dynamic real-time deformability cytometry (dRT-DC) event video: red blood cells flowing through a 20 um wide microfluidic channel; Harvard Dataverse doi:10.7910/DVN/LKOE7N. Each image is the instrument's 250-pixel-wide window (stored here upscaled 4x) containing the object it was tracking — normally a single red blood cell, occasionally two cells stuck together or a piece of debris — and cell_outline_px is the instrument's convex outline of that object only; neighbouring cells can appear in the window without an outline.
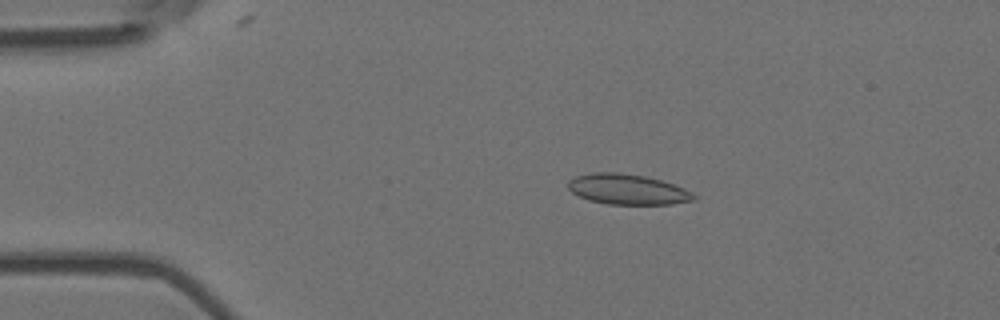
{"species": "Egyptian fruit bat (a non-hibernating species)", "species_latin": "Rousettus aegyptiacus", "temperature_condition": "room temperature", "stored_images_in_passage": 6, "camera_frame_rate_fps": 3000, "um_per_image_px": 0.085, "animal": {"sex": "female"}, "frame": {"image": 1, "passage_image": 3, "time_ms": 0.667, "image_size_px": [1000, 320], "cell_outline_px": [[696, 200], [672, 204], [608, 204], [588, 200], [572, 192], [568, 188], [568, 180], [576, 176], [592, 172], [620, 172], [644, 176], [660, 180], [684, 188], [692, 192], [696, 196]], "centroid_in_image_um": [53.33, 16.09], "position_along_channel_um": 31.7, "area_um2": 22.25}}
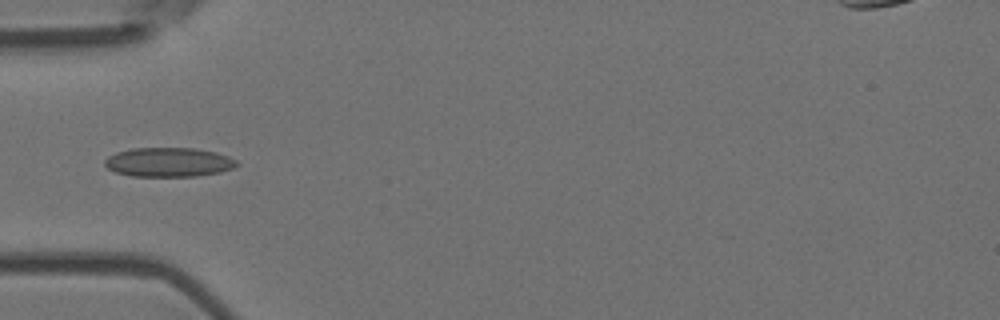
{"frame": {"image": 2, "passage_image": 5, "time_ms": 1.333, "image_size_px": [1000, 320], "cell_outline_px": [[240, 164], [232, 168], [220, 172], [196, 176], [132, 176], [116, 172], [108, 168], [104, 164], [104, 160], [108, 156], [116, 152], [132, 148], [192, 148], [216, 152], [228, 156], [236, 160]], "centroid_in_image_um": [14.33, 13.78], "position_along_channel_um": 70.7, "area_um2": 22.48}}
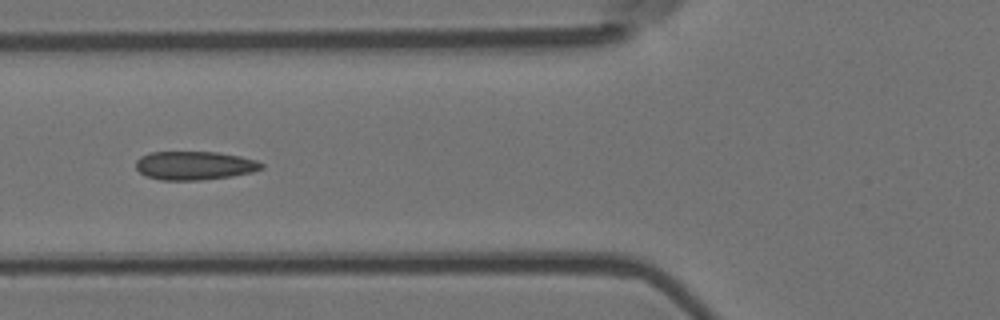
{"frame": {"image": 3, "passage_image": 6, "time_ms": 1.667, "image_size_px": [1000, 320], "cell_outline_px": [[264, 168], [252, 172], [232, 176], [200, 180], [160, 180], [144, 176], [136, 168], [136, 160], [140, 156], [148, 152], [216, 152], [240, 156], [256, 160], [264, 164]], "centroid_in_image_um": [16.51, 14.07], "position_along_channel_um": 109.3, "area_um2": 21.1}}